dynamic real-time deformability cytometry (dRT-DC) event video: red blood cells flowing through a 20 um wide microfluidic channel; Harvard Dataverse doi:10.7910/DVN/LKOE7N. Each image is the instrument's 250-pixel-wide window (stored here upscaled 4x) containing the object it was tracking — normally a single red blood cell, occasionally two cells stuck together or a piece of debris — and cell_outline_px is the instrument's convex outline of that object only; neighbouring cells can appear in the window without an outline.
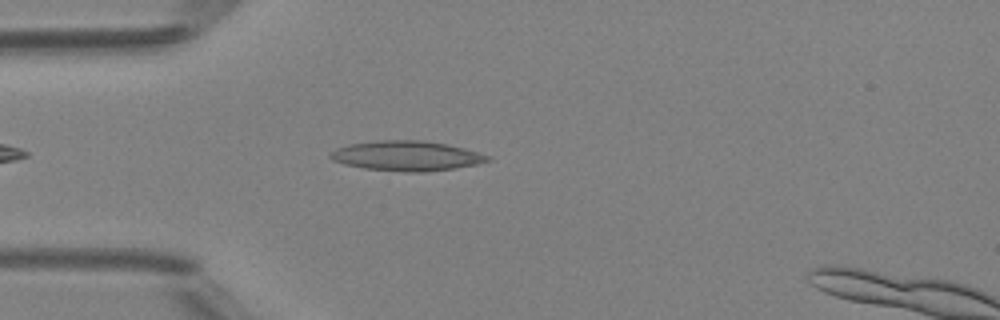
{"species": "Egyptian fruit bat (a non-hibernating species)", "species_latin": "Rousettus aegyptiacus", "temperature_condition": "room temperature", "stored_images_in_passage": 40, "camera_frame_rate_fps": 3000, "um_per_image_px": 0.085, "animal": {"sex": "female"}, "frame": {"image": 1, "passage_image": 5, "time_ms": 1.333, "image_size_px": [1000, 320], "cell_outline_px": [[492, 160], [476, 164], [456, 168], [424, 172], [408, 172], [364, 168], [344, 164], [332, 160], [328, 156], [336, 148], [348, 144], [380, 140], [424, 140], [448, 144], [464, 148], [492, 156]], "centroid_in_image_um": [34.59, 13.24], "position_along_channel_um": 50.4, "area_um2": 27.51}}
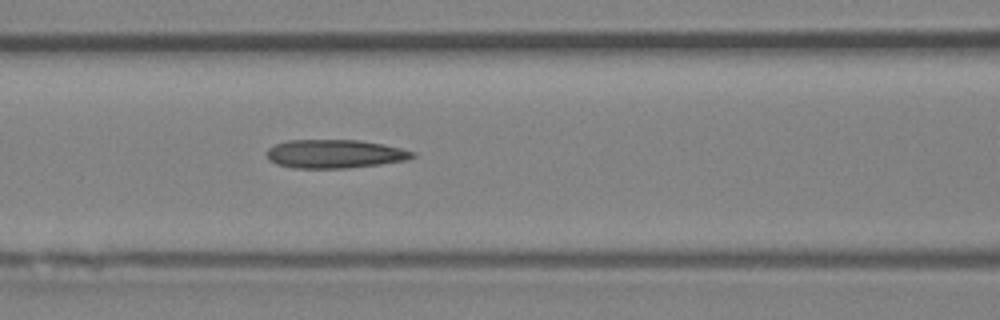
{"frame": {"image": 2, "passage_image": 12, "time_ms": 3.667, "image_size_px": [1000, 320], "cell_outline_px": [[416, 156], [408, 160], [380, 164], [348, 168], [292, 168], [276, 164], [268, 160], [264, 152], [268, 148], [276, 144], [288, 140], [360, 140], [384, 144], [416, 152]], "centroid_in_image_um": [28.44, 13.08], "position_along_channel_um": 138.2, "area_um2": 24.57}}
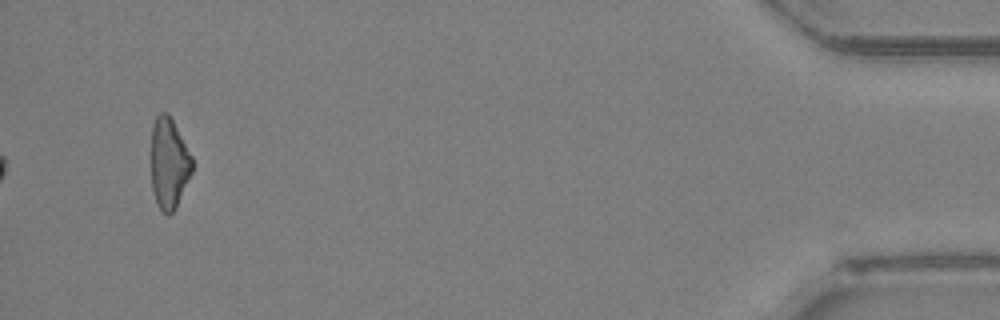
{"frame": {"image": 3, "passage_image": 38, "time_ms": 12.333, "image_size_px": [1000, 320], "cell_outline_px": [[192, 172], [176, 208], [168, 216], [156, 204], [152, 188], [152, 124], [156, 116], [160, 112], [168, 112], [192, 156]], "centroid_in_image_um": [14.36, 13.88], "position_along_channel_um": 420.8, "area_um2": 21.62}}